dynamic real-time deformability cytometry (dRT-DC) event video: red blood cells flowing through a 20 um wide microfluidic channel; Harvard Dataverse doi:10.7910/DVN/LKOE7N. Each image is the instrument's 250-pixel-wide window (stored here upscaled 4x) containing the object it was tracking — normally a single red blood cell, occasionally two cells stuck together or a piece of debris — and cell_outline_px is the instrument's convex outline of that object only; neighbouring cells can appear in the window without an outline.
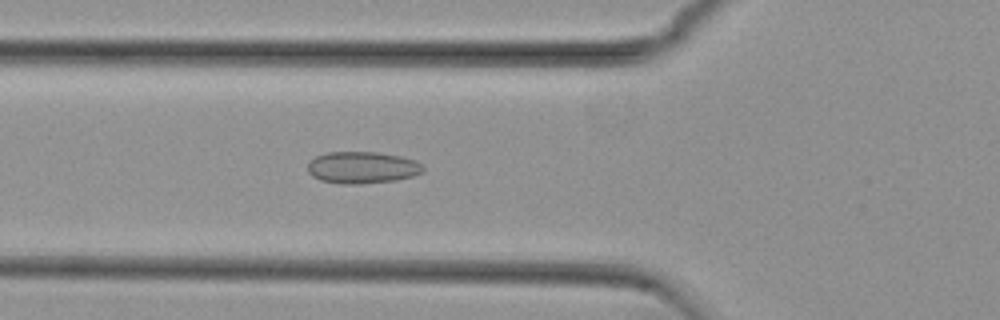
{"species": "common noctule bat (a hibernating species)", "species_latin": "Nyctalus noctula", "temperature_condition": "cold", "stored_images_in_passage": 54, "camera_frame_rate_fps": 3000, "um_per_image_px": 0.085, "animal": {"sex": "female", "body_mass_g": 29.2, "forearm_length_mm": 56.3}, "frame": {"image": 1, "passage_image": 19, "time_ms": 6.0, "image_size_px": [1000, 320], "cell_outline_px": [[424, 172], [412, 176], [396, 180], [360, 184], [344, 184], [320, 180], [312, 176], [308, 172], [308, 160], [316, 156], [328, 152], [376, 152], [400, 156], [416, 160], [424, 168]], "centroid_in_image_um": [30.78, 14.24], "position_along_channel_um": 95.0, "area_um2": 21.5}}
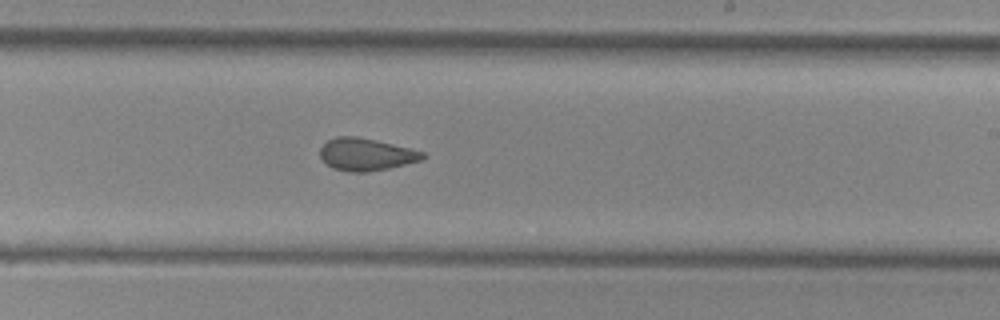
{"frame": {"image": 2, "passage_image": 32, "time_ms": 10.333, "image_size_px": [1000, 320], "cell_outline_px": [[428, 156], [424, 160], [388, 168], [368, 172], [348, 172], [332, 168], [320, 156], [320, 148], [328, 140], [336, 136], [356, 136], [376, 140], [424, 152]], "centroid_in_image_um": [31.14, 13.13], "position_along_channel_um": 257.9, "area_um2": 19.36}}
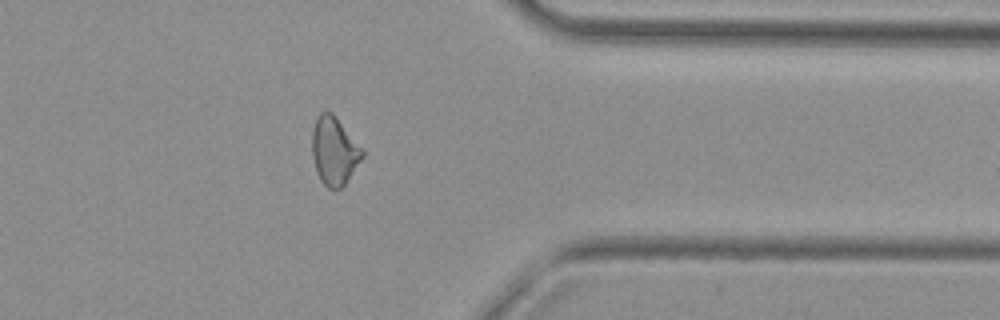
{"frame": {"image": 3, "passage_image": 43, "time_ms": 14.0, "image_size_px": [1000, 320], "cell_outline_px": [[364, 156], [344, 184], [340, 188], [328, 188], [320, 180], [316, 172], [312, 156], [312, 132], [316, 120], [320, 112], [332, 112], [364, 148]], "centroid_in_image_um": [28.42, 12.81], "position_along_channel_um": 383.0, "area_um2": 19.94}, "authors_computed_cell_mechanics": {"area_um2": 20.3745, "velocity_mm_per_s": 3.7513, "shape_relaxation_time_tau1_ms": null, "shape_relaxation_time_tau2_ms": 2.4959, "deformation_change_tau1": null, "deformation_change_tau2": 0.0819}}